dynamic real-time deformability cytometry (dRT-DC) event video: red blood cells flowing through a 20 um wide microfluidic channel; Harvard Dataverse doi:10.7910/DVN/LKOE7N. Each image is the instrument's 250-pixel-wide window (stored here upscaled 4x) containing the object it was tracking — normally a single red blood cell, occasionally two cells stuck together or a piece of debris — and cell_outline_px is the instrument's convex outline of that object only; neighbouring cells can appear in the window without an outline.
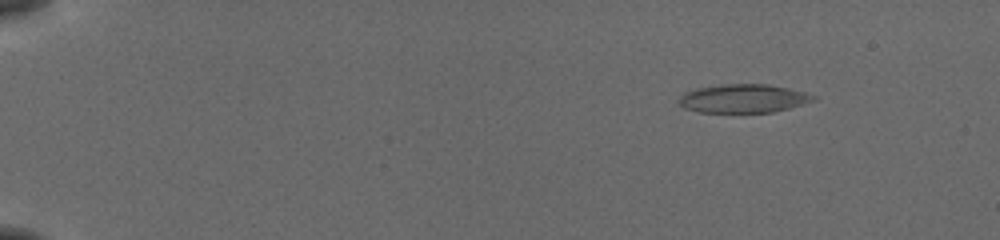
{"species": "common noctule bat (a hibernating species)", "species_latin": "Nyctalus noctula", "temperature_condition": "cold", "stored_images_in_passage": 48, "camera_frame_rate_fps": 3000, "um_per_image_px": 0.085, "animal": {"sex": "female", "body_mass_g": 19.5, "forearm_length_mm": 54.1}, "frame": {"image": 1, "passage_image": 1, "time_ms": 0.0, "image_size_px": [1000, 240], "cell_outline_px": [[816, 96], [800, 104], [788, 108], [772, 112], [700, 112], [684, 108], [680, 104], [680, 96], [684, 92], [700, 88], [728, 84], [764, 84], [784, 88]], "centroid_in_image_um": [63.08, 8.38], "position_along_channel_um": 21.9, "area_um2": 21.44}}
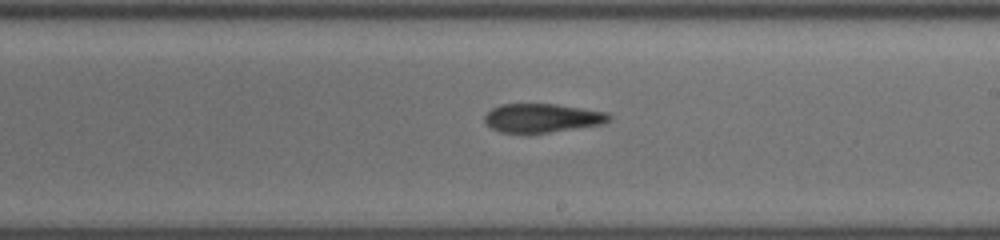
{"frame": {"image": 2, "passage_image": 28, "time_ms": 9.0, "image_size_px": [1000, 240], "cell_outline_px": [[608, 120], [600, 124], [528, 136], [500, 132], [492, 128], [484, 120], [484, 116], [492, 108], [500, 104], [556, 104], [604, 112], [608, 116]], "centroid_in_image_um": [45.96, 10.07], "position_along_channel_um": 243.0, "area_um2": 21.04}}
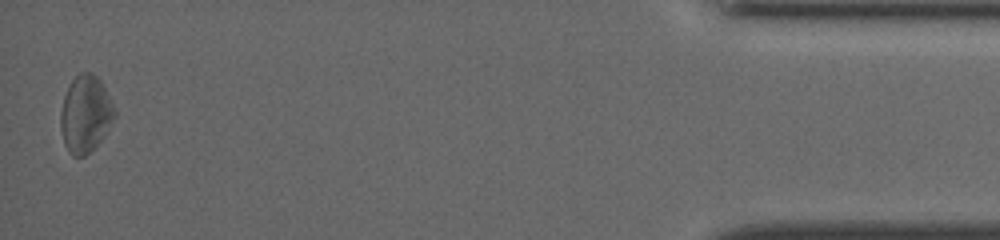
{"frame": {"image": 3, "passage_image": 48, "time_ms": 15.667, "image_size_px": [1000, 240], "cell_outline_px": [[116, 112], [100, 140], [84, 156], [72, 156], [68, 152], [64, 144], [60, 124], [60, 112], [64, 96], [72, 80], [80, 72], [92, 72], [100, 80]], "centroid_in_image_um": [7.22, 9.68], "position_along_channel_um": 428.0, "area_um2": 23.58}, "authors_computed_cell_mechanics": {"area_um2": 21.7328, "velocity_mm_per_s": 3.8682, "shape_relaxation_time_tau1_ms": null, "shape_relaxation_time_tau2_ms": 5.6031, "deformation_change_tau1": null, "deformation_change_tau2": 0.1561}}